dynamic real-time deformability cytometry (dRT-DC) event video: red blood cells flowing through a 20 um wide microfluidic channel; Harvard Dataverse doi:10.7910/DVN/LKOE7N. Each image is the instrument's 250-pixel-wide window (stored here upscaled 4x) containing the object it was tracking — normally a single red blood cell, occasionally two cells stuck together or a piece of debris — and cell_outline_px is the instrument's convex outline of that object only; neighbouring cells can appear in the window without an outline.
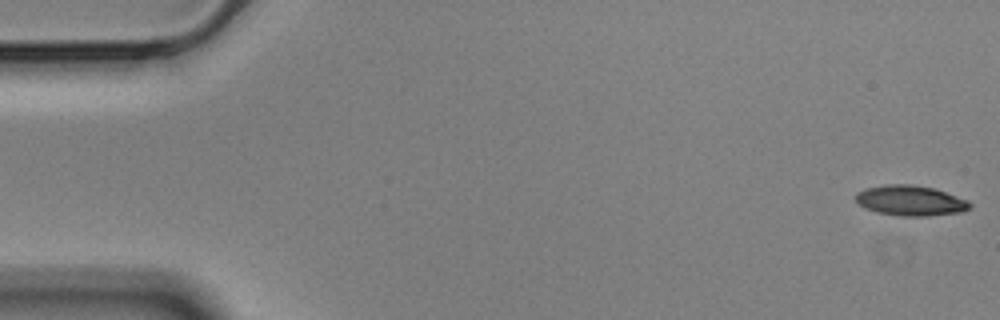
{"species": "Egyptian fruit bat (a non-hibernating species)", "species_latin": "Rousettus aegyptiacus", "temperature_condition": "cold", "stored_images_in_passage": 56, "camera_frame_rate_fps": 3000, "um_per_image_px": 0.085, "animal": {"sex": "male"}, "frame": {"image": 1, "passage_image": 1, "time_ms": 0.0, "image_size_px": [1000, 320], "cell_outline_px": [[972, 208], [964, 212], [928, 216], [900, 216], [876, 212], [864, 208], [856, 200], [856, 192], [864, 188], [884, 184], [908, 184], [932, 188], [968, 200], [972, 204]], "centroid_in_image_um": [77.39, 17.06], "position_along_channel_um": 7.6, "area_um2": 20.29}}
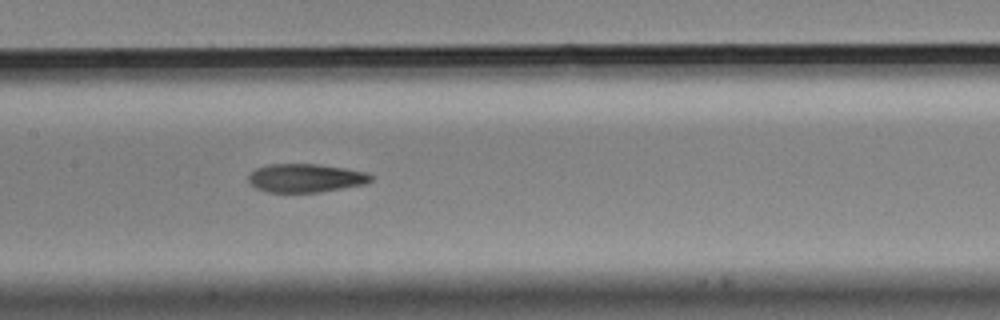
{"frame": {"image": 2, "passage_image": 27, "time_ms": 8.667, "image_size_px": [1000, 320], "cell_outline_px": [[372, 180], [364, 184], [320, 192], [268, 192], [256, 188], [248, 180], [248, 176], [256, 168], [268, 164], [316, 164], [344, 168], [364, 172], [372, 176]], "centroid_in_image_um": [25.95, 15.13], "position_along_channel_um": 181.5, "area_um2": 20.11}}
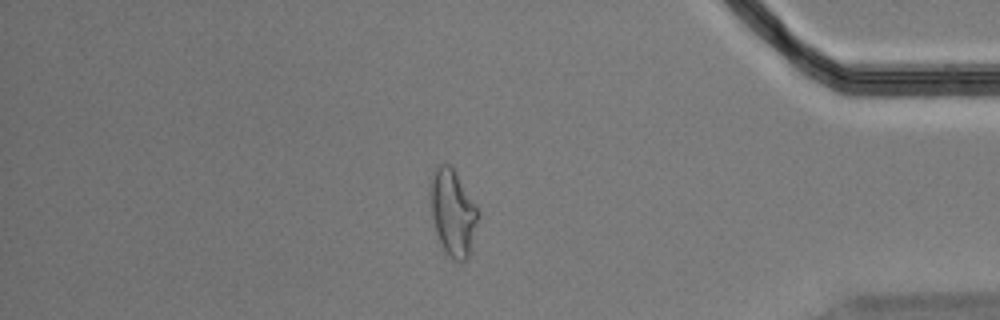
{"frame": {"image": 3, "passage_image": 48, "time_ms": 15.667, "image_size_px": [1000, 320], "cell_outline_px": [[480, 216], [468, 260], [460, 264], [452, 260], [448, 256], [436, 232], [432, 216], [428, 188], [428, 184], [436, 164], [448, 164], [452, 168], [476, 204], [480, 212]], "centroid_in_image_um": [38.49, 18.09], "position_along_channel_um": 396.7, "area_um2": 24.51}, "authors_computed_cell_mechanics": {"area_um2": 20.9236, "velocity_mm_per_s": 3.5405, "shape_relaxation_time_tau1_ms": 4.8462, "shape_relaxation_time_tau2_ms": 3.0796, "deformation_change_tau1": 0.1796, "deformation_change_tau2": 0.1122}}